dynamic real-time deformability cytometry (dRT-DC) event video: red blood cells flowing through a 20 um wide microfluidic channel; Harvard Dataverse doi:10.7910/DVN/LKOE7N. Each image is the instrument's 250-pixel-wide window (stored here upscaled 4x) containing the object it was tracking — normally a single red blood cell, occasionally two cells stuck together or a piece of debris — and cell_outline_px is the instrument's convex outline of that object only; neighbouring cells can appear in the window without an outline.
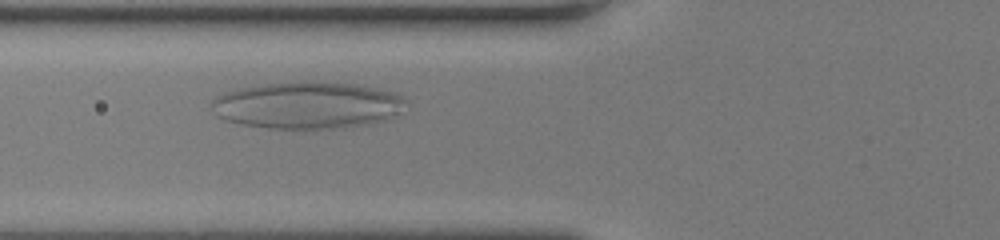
{"species": "human", "species_latin": "Homo sapiens", "temperature_condition": "room temperature", "stored_images_in_passage": 45, "camera_frame_rate_fps": 3000, "um_per_image_px": 0.085, "donor": {"sex": "female"}, "frame": {"image": 1, "passage_image": 12, "time_ms": 3.667, "image_size_px": [1000, 240], "cell_outline_px": [[408, 100], [400, 116], [388, 120], [368, 124], [344, 128], [268, 128], [240, 124], [224, 120], [216, 116], [208, 104], [216, 96], [224, 92], [240, 88], [264, 84], [356, 84], [376, 88], [392, 92]], "centroid_in_image_um": [26.14, 8.99], "position_along_channel_um": 99.7, "area_um2": 52.71}}
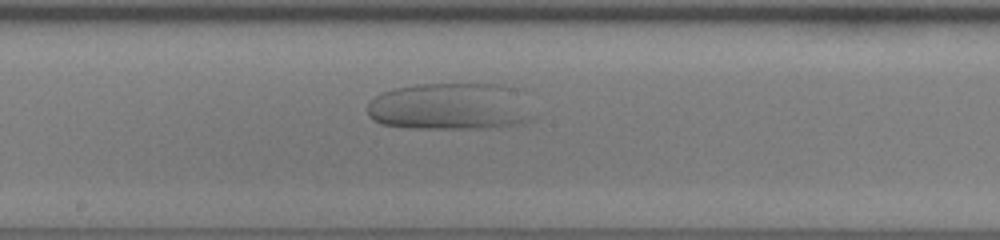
{"frame": {"image": 2, "passage_image": 21, "time_ms": 6.667, "image_size_px": [1000, 240], "cell_outline_px": [[536, 116], [532, 120], [520, 124], [488, 128], [408, 128], [380, 124], [372, 120], [368, 116], [368, 104], [376, 96], [384, 92], [396, 88], [416, 84], [492, 84], [512, 88]], "centroid_in_image_um": [38.23, 9.08], "position_along_channel_um": 210.0, "area_um2": 45.37}}
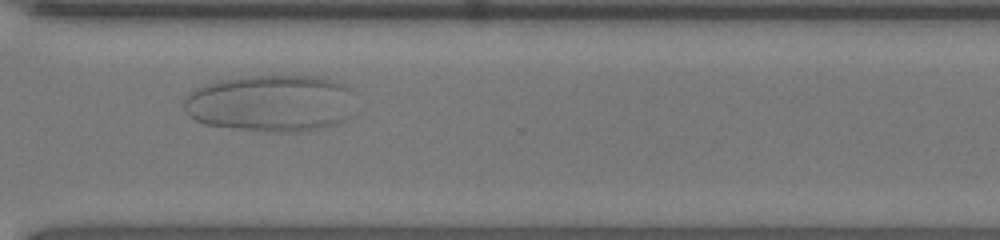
{"frame": {"image": 3, "passage_image": 32, "time_ms": 10.333, "image_size_px": [1000, 240], "cell_outline_px": [[356, 92], [348, 116], [344, 120], [336, 124], [316, 128], [288, 132], [280, 132], [232, 128], [204, 124], [188, 116], [184, 108], [184, 96], [188, 92], [204, 84], [220, 80], [244, 76], [316, 76], [332, 80], [344, 84], [352, 88]], "centroid_in_image_um": [23.01, 8.75], "position_along_channel_um": 347.6, "area_um2": 57.16}}